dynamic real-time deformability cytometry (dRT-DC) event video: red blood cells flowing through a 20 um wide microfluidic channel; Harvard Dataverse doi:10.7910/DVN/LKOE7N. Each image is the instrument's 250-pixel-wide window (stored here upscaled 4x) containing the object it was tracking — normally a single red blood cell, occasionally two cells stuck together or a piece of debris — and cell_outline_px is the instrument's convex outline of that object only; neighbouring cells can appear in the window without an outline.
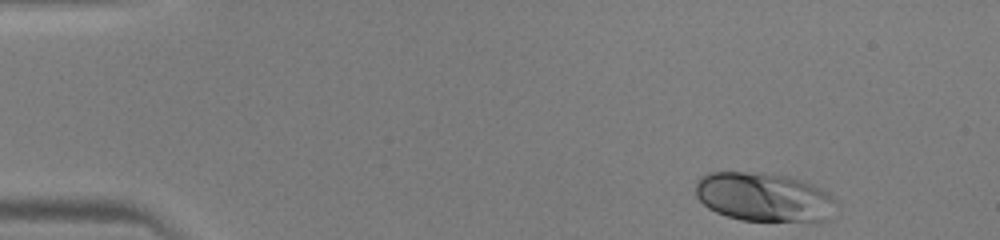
{"species": "human", "species_latin": "Homo sapiens", "temperature_condition": "warm", "stored_images_in_passage": 42, "camera_frame_rate_fps": 3000, "um_per_image_px": 0.085, "donor": {"sex": "male"}, "frame": {"image": 1, "passage_image": 1, "time_ms": 0.0, "image_size_px": [1000, 240], "cell_outline_px": [[836, 204], [828, 220], [812, 224], [740, 220], [716, 212], [708, 208], [696, 196], [696, 184], [700, 176], [708, 172], [760, 172], [788, 176], [812, 184], [828, 192], [836, 200]], "centroid_in_image_um": [64.99, 16.79], "position_along_channel_um": 20.0, "area_um2": 41.15}}
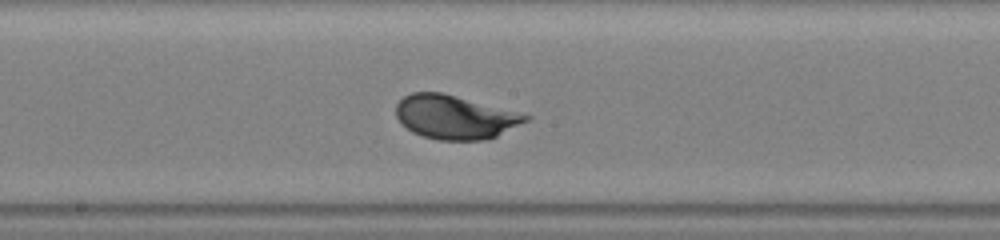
{"frame": {"image": 2, "passage_image": 21, "time_ms": 6.667, "image_size_px": [1000, 240], "cell_outline_px": [[532, 116], [528, 120], [496, 136], [484, 140], [440, 140], [424, 136], [412, 132], [396, 116], [396, 104], [404, 96], [412, 92], [440, 92]], "centroid_in_image_um": [38.64, 9.95], "position_along_channel_um": 209.6, "area_um2": 32.43}}
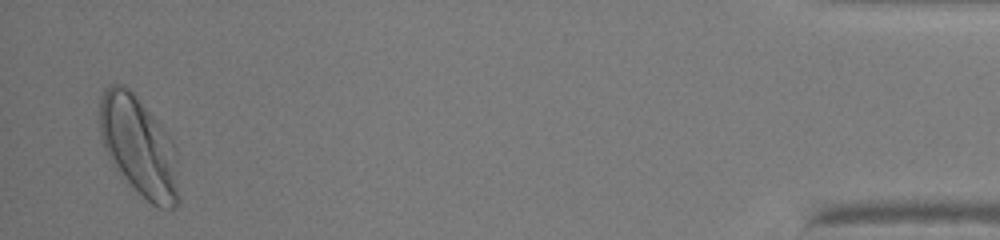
{"frame": {"image": 3, "passage_image": 41, "time_ms": 13.333, "image_size_px": [1000, 240], "cell_outline_px": [[180, 200], [172, 208], [160, 208], [152, 204], [112, 164], [104, 148], [100, 136], [100, 100], [104, 88], [108, 84], [120, 84], [128, 88], [132, 92], [172, 140], [176, 148]], "centroid_in_image_um": [11.81, 12.45], "position_along_channel_um": 423.4, "area_um2": 45.26}}